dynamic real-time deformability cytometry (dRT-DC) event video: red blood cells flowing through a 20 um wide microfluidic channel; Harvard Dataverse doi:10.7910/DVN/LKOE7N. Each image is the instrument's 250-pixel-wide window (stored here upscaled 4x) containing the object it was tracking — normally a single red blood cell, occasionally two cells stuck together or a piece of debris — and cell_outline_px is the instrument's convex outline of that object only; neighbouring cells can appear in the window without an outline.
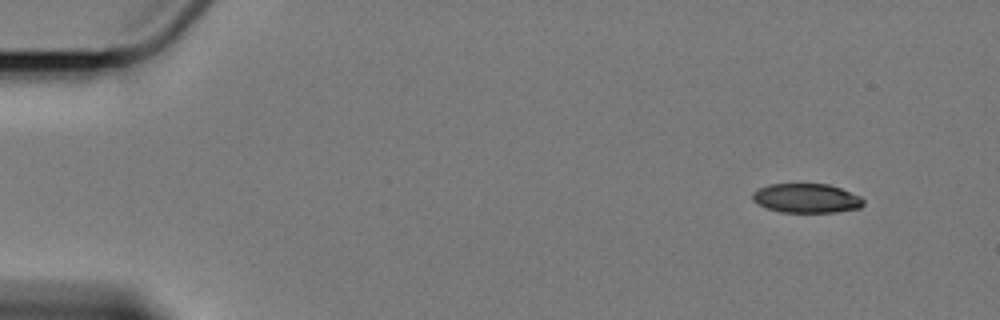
{"species": "Egyptian fruit bat (a non-hibernating species)", "species_latin": "Rousettus aegyptiacus", "temperature_condition": "cold", "stored_images_in_passage": 6, "camera_frame_rate_fps": 3000, "um_per_image_px": 0.085, "animal": {"sex": "female"}, "frame": {"image": 1, "passage_image": 1, "time_ms": 0.0, "image_size_px": [1000, 320], "cell_outline_px": [[864, 204], [860, 208], [836, 212], [780, 212], [768, 208], [752, 200], [752, 192], [756, 188], [768, 184], [828, 184], [840, 188], [860, 196], [864, 200]], "centroid_in_image_um": [68.54, 16.84], "position_along_channel_um": 16.5, "area_um2": 18.96}}
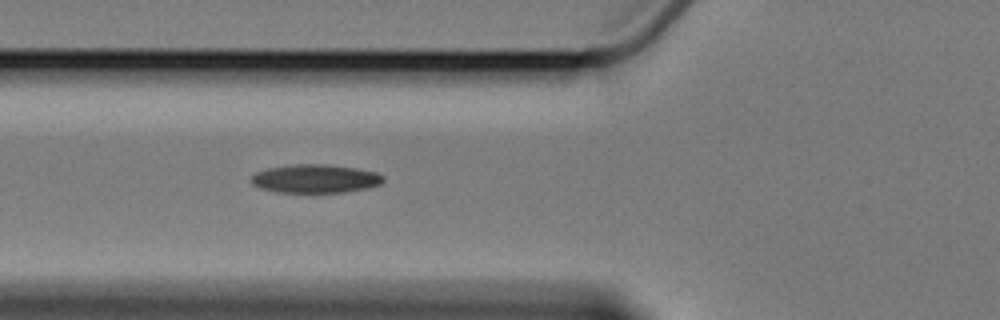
{"frame": {"image": 2, "passage_image": 6, "time_ms": 5.667, "image_size_px": [1000, 320], "cell_outline_px": [[384, 180], [380, 184], [368, 188], [344, 192], [276, 192], [260, 188], [252, 184], [248, 180], [256, 172], [268, 168], [292, 164], [328, 164], [356, 168], [376, 172], [384, 176]], "centroid_in_image_um": [26.78, 15.18], "position_along_channel_um": 99.0, "area_um2": 22.08}}